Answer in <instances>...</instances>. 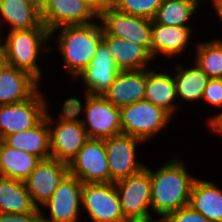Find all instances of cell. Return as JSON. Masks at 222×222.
I'll list each match as a JSON object with an SVG mask.
<instances>
[{"label":"cell","instance_id":"6da1fadb","mask_svg":"<svg viewBox=\"0 0 222 222\" xmlns=\"http://www.w3.org/2000/svg\"><path fill=\"white\" fill-rule=\"evenodd\" d=\"M151 177V210L163 219L166 215L189 205L192 185L195 177L188 174L187 168L179 158L167 161V164L155 172L149 169Z\"/></svg>","mask_w":222,"mask_h":222},{"label":"cell","instance_id":"7a4b0ae2","mask_svg":"<svg viewBox=\"0 0 222 222\" xmlns=\"http://www.w3.org/2000/svg\"><path fill=\"white\" fill-rule=\"evenodd\" d=\"M56 43L64 60L66 71L77 76L90 64L97 47L103 40V29L97 22L83 25H67L50 32V39L57 30Z\"/></svg>","mask_w":222,"mask_h":222},{"label":"cell","instance_id":"3957f363","mask_svg":"<svg viewBox=\"0 0 222 222\" xmlns=\"http://www.w3.org/2000/svg\"><path fill=\"white\" fill-rule=\"evenodd\" d=\"M4 42L8 65L29 73L40 83L42 72L37 64L38 57L41 52L52 49L48 45V28L42 24L34 29L9 31Z\"/></svg>","mask_w":222,"mask_h":222},{"label":"cell","instance_id":"277c9868","mask_svg":"<svg viewBox=\"0 0 222 222\" xmlns=\"http://www.w3.org/2000/svg\"><path fill=\"white\" fill-rule=\"evenodd\" d=\"M81 118L89 139H106L122 133L120 108L114 106L101 95L86 94L84 109L78 98L70 97L64 101Z\"/></svg>","mask_w":222,"mask_h":222},{"label":"cell","instance_id":"5b68a950","mask_svg":"<svg viewBox=\"0 0 222 222\" xmlns=\"http://www.w3.org/2000/svg\"><path fill=\"white\" fill-rule=\"evenodd\" d=\"M49 114L47 110L45 117L49 125L51 157L69 164L89 137L79 116L65 102L60 116L56 119V125Z\"/></svg>","mask_w":222,"mask_h":222},{"label":"cell","instance_id":"8992f818","mask_svg":"<svg viewBox=\"0 0 222 222\" xmlns=\"http://www.w3.org/2000/svg\"><path fill=\"white\" fill-rule=\"evenodd\" d=\"M172 117L162 108L146 100L120 108L123 134L148 141L168 126Z\"/></svg>","mask_w":222,"mask_h":222},{"label":"cell","instance_id":"52a82bcc","mask_svg":"<svg viewBox=\"0 0 222 222\" xmlns=\"http://www.w3.org/2000/svg\"><path fill=\"white\" fill-rule=\"evenodd\" d=\"M103 36H115L145 46L151 52L152 20L121 12L110 4L98 11Z\"/></svg>","mask_w":222,"mask_h":222},{"label":"cell","instance_id":"ba28073f","mask_svg":"<svg viewBox=\"0 0 222 222\" xmlns=\"http://www.w3.org/2000/svg\"><path fill=\"white\" fill-rule=\"evenodd\" d=\"M43 95L41 90H37L25 101L0 105V136L4 138L37 125L48 110Z\"/></svg>","mask_w":222,"mask_h":222},{"label":"cell","instance_id":"9c48e42d","mask_svg":"<svg viewBox=\"0 0 222 222\" xmlns=\"http://www.w3.org/2000/svg\"><path fill=\"white\" fill-rule=\"evenodd\" d=\"M82 210L92 222H124L115 183H83Z\"/></svg>","mask_w":222,"mask_h":222},{"label":"cell","instance_id":"30bf717a","mask_svg":"<svg viewBox=\"0 0 222 222\" xmlns=\"http://www.w3.org/2000/svg\"><path fill=\"white\" fill-rule=\"evenodd\" d=\"M126 219L147 218L151 210V177L148 168L115 183Z\"/></svg>","mask_w":222,"mask_h":222},{"label":"cell","instance_id":"8fae6325","mask_svg":"<svg viewBox=\"0 0 222 222\" xmlns=\"http://www.w3.org/2000/svg\"><path fill=\"white\" fill-rule=\"evenodd\" d=\"M68 170L82 183H110L105 139H88L68 164Z\"/></svg>","mask_w":222,"mask_h":222},{"label":"cell","instance_id":"7c38bea8","mask_svg":"<svg viewBox=\"0 0 222 222\" xmlns=\"http://www.w3.org/2000/svg\"><path fill=\"white\" fill-rule=\"evenodd\" d=\"M82 185L77 177L68 173L44 205L50 209V218L41 210L42 222H79L78 214L82 211Z\"/></svg>","mask_w":222,"mask_h":222},{"label":"cell","instance_id":"4fadbf2b","mask_svg":"<svg viewBox=\"0 0 222 222\" xmlns=\"http://www.w3.org/2000/svg\"><path fill=\"white\" fill-rule=\"evenodd\" d=\"M139 142L143 141L123 133L105 139L110 183L132 176L146 166L135 159Z\"/></svg>","mask_w":222,"mask_h":222},{"label":"cell","instance_id":"5bb4252c","mask_svg":"<svg viewBox=\"0 0 222 222\" xmlns=\"http://www.w3.org/2000/svg\"><path fill=\"white\" fill-rule=\"evenodd\" d=\"M98 10L87 0H49L41 13L42 23L49 32L67 25H83L94 22Z\"/></svg>","mask_w":222,"mask_h":222},{"label":"cell","instance_id":"9a60e30c","mask_svg":"<svg viewBox=\"0 0 222 222\" xmlns=\"http://www.w3.org/2000/svg\"><path fill=\"white\" fill-rule=\"evenodd\" d=\"M68 173V164L64 162L52 157L40 160L24 180L32 202L37 208L40 209V204L45 205Z\"/></svg>","mask_w":222,"mask_h":222},{"label":"cell","instance_id":"2e32d148","mask_svg":"<svg viewBox=\"0 0 222 222\" xmlns=\"http://www.w3.org/2000/svg\"><path fill=\"white\" fill-rule=\"evenodd\" d=\"M120 71L109 48L102 40L90 64L77 76V79L81 78L86 85L85 94L103 96Z\"/></svg>","mask_w":222,"mask_h":222},{"label":"cell","instance_id":"e0dca14e","mask_svg":"<svg viewBox=\"0 0 222 222\" xmlns=\"http://www.w3.org/2000/svg\"><path fill=\"white\" fill-rule=\"evenodd\" d=\"M146 69L120 71L103 97L121 108L144 100Z\"/></svg>","mask_w":222,"mask_h":222},{"label":"cell","instance_id":"ac0fdd59","mask_svg":"<svg viewBox=\"0 0 222 222\" xmlns=\"http://www.w3.org/2000/svg\"><path fill=\"white\" fill-rule=\"evenodd\" d=\"M192 27L171 26L155 23L152 20L151 54L157 58L159 54L165 57L179 56L185 51L192 37Z\"/></svg>","mask_w":222,"mask_h":222},{"label":"cell","instance_id":"d6986e66","mask_svg":"<svg viewBox=\"0 0 222 222\" xmlns=\"http://www.w3.org/2000/svg\"><path fill=\"white\" fill-rule=\"evenodd\" d=\"M40 83L29 73L7 65L0 71V105L29 99Z\"/></svg>","mask_w":222,"mask_h":222},{"label":"cell","instance_id":"ffe728a7","mask_svg":"<svg viewBox=\"0 0 222 222\" xmlns=\"http://www.w3.org/2000/svg\"><path fill=\"white\" fill-rule=\"evenodd\" d=\"M103 41L121 71L147 69L154 59L145 46L115 36H103Z\"/></svg>","mask_w":222,"mask_h":222},{"label":"cell","instance_id":"44dd1931","mask_svg":"<svg viewBox=\"0 0 222 222\" xmlns=\"http://www.w3.org/2000/svg\"><path fill=\"white\" fill-rule=\"evenodd\" d=\"M3 142L11 148L33 154L41 160L51 157L49 125L46 117L30 129L5 136Z\"/></svg>","mask_w":222,"mask_h":222},{"label":"cell","instance_id":"7402d4cb","mask_svg":"<svg viewBox=\"0 0 222 222\" xmlns=\"http://www.w3.org/2000/svg\"><path fill=\"white\" fill-rule=\"evenodd\" d=\"M189 206L210 222H222V188L211 181L196 178L192 185Z\"/></svg>","mask_w":222,"mask_h":222},{"label":"cell","instance_id":"603a6c76","mask_svg":"<svg viewBox=\"0 0 222 222\" xmlns=\"http://www.w3.org/2000/svg\"><path fill=\"white\" fill-rule=\"evenodd\" d=\"M177 99L173 76L166 72L146 69V86L144 100L162 108L171 117L177 109Z\"/></svg>","mask_w":222,"mask_h":222},{"label":"cell","instance_id":"cb8c5ba5","mask_svg":"<svg viewBox=\"0 0 222 222\" xmlns=\"http://www.w3.org/2000/svg\"><path fill=\"white\" fill-rule=\"evenodd\" d=\"M0 25L8 23L10 31L29 30L40 27L39 13L27 0H0Z\"/></svg>","mask_w":222,"mask_h":222},{"label":"cell","instance_id":"d4e9b609","mask_svg":"<svg viewBox=\"0 0 222 222\" xmlns=\"http://www.w3.org/2000/svg\"><path fill=\"white\" fill-rule=\"evenodd\" d=\"M36 209L24 181L0 176L1 213L25 214Z\"/></svg>","mask_w":222,"mask_h":222},{"label":"cell","instance_id":"484cf974","mask_svg":"<svg viewBox=\"0 0 222 222\" xmlns=\"http://www.w3.org/2000/svg\"><path fill=\"white\" fill-rule=\"evenodd\" d=\"M40 160L33 154L11 148L3 142L0 150V176L24 181Z\"/></svg>","mask_w":222,"mask_h":222},{"label":"cell","instance_id":"4316f807","mask_svg":"<svg viewBox=\"0 0 222 222\" xmlns=\"http://www.w3.org/2000/svg\"><path fill=\"white\" fill-rule=\"evenodd\" d=\"M175 68L178 71L173 76L177 97L187 102L202 100L203 91L210 79L208 75L196 63L194 67L186 69L180 64Z\"/></svg>","mask_w":222,"mask_h":222},{"label":"cell","instance_id":"83f0119b","mask_svg":"<svg viewBox=\"0 0 222 222\" xmlns=\"http://www.w3.org/2000/svg\"><path fill=\"white\" fill-rule=\"evenodd\" d=\"M197 8L191 0H164L152 20L162 25L188 26Z\"/></svg>","mask_w":222,"mask_h":222},{"label":"cell","instance_id":"f1b7e54d","mask_svg":"<svg viewBox=\"0 0 222 222\" xmlns=\"http://www.w3.org/2000/svg\"><path fill=\"white\" fill-rule=\"evenodd\" d=\"M196 47V65L209 78L222 79V39L199 42Z\"/></svg>","mask_w":222,"mask_h":222},{"label":"cell","instance_id":"f546056e","mask_svg":"<svg viewBox=\"0 0 222 222\" xmlns=\"http://www.w3.org/2000/svg\"><path fill=\"white\" fill-rule=\"evenodd\" d=\"M164 0H111L110 5L131 15L153 19Z\"/></svg>","mask_w":222,"mask_h":222},{"label":"cell","instance_id":"4dcf8cb0","mask_svg":"<svg viewBox=\"0 0 222 222\" xmlns=\"http://www.w3.org/2000/svg\"><path fill=\"white\" fill-rule=\"evenodd\" d=\"M162 220L163 222H210L189 205L166 215Z\"/></svg>","mask_w":222,"mask_h":222},{"label":"cell","instance_id":"1f68e13d","mask_svg":"<svg viewBox=\"0 0 222 222\" xmlns=\"http://www.w3.org/2000/svg\"><path fill=\"white\" fill-rule=\"evenodd\" d=\"M205 102H208L212 106H218L222 108V79L210 78L203 91V98Z\"/></svg>","mask_w":222,"mask_h":222},{"label":"cell","instance_id":"d6a6232c","mask_svg":"<svg viewBox=\"0 0 222 222\" xmlns=\"http://www.w3.org/2000/svg\"><path fill=\"white\" fill-rule=\"evenodd\" d=\"M0 222H42L41 209L25 214H9L0 212Z\"/></svg>","mask_w":222,"mask_h":222},{"label":"cell","instance_id":"836d02e7","mask_svg":"<svg viewBox=\"0 0 222 222\" xmlns=\"http://www.w3.org/2000/svg\"><path fill=\"white\" fill-rule=\"evenodd\" d=\"M39 13H42L49 0H27Z\"/></svg>","mask_w":222,"mask_h":222},{"label":"cell","instance_id":"e575fe53","mask_svg":"<svg viewBox=\"0 0 222 222\" xmlns=\"http://www.w3.org/2000/svg\"><path fill=\"white\" fill-rule=\"evenodd\" d=\"M222 121V112L213 115L209 118L208 120V124H209V128L212 131L220 122Z\"/></svg>","mask_w":222,"mask_h":222},{"label":"cell","instance_id":"d590c367","mask_svg":"<svg viewBox=\"0 0 222 222\" xmlns=\"http://www.w3.org/2000/svg\"><path fill=\"white\" fill-rule=\"evenodd\" d=\"M8 65L5 45L0 46V71Z\"/></svg>","mask_w":222,"mask_h":222},{"label":"cell","instance_id":"8d00e7d4","mask_svg":"<svg viewBox=\"0 0 222 222\" xmlns=\"http://www.w3.org/2000/svg\"><path fill=\"white\" fill-rule=\"evenodd\" d=\"M87 1L90 2L98 11L111 3V0H87Z\"/></svg>","mask_w":222,"mask_h":222},{"label":"cell","instance_id":"74e56055","mask_svg":"<svg viewBox=\"0 0 222 222\" xmlns=\"http://www.w3.org/2000/svg\"><path fill=\"white\" fill-rule=\"evenodd\" d=\"M153 217H147V218H136V219H126L124 222H163L161 218L159 219H152Z\"/></svg>","mask_w":222,"mask_h":222},{"label":"cell","instance_id":"f35d334b","mask_svg":"<svg viewBox=\"0 0 222 222\" xmlns=\"http://www.w3.org/2000/svg\"><path fill=\"white\" fill-rule=\"evenodd\" d=\"M213 6L215 7V11L222 23V0H213Z\"/></svg>","mask_w":222,"mask_h":222},{"label":"cell","instance_id":"ab89813d","mask_svg":"<svg viewBox=\"0 0 222 222\" xmlns=\"http://www.w3.org/2000/svg\"><path fill=\"white\" fill-rule=\"evenodd\" d=\"M213 132L218 133L222 135V121L213 129Z\"/></svg>","mask_w":222,"mask_h":222},{"label":"cell","instance_id":"60d3db41","mask_svg":"<svg viewBox=\"0 0 222 222\" xmlns=\"http://www.w3.org/2000/svg\"><path fill=\"white\" fill-rule=\"evenodd\" d=\"M191 1H193L194 3H196L198 6H200L199 4V2L201 1V0H191ZM211 2H212V4H213V0H211Z\"/></svg>","mask_w":222,"mask_h":222},{"label":"cell","instance_id":"b9f144b4","mask_svg":"<svg viewBox=\"0 0 222 222\" xmlns=\"http://www.w3.org/2000/svg\"><path fill=\"white\" fill-rule=\"evenodd\" d=\"M0 30H1V25H0ZM0 34H1V31H0ZM2 41L3 40H2L1 35H0V46L4 44V42L2 43Z\"/></svg>","mask_w":222,"mask_h":222},{"label":"cell","instance_id":"7bdbcfd3","mask_svg":"<svg viewBox=\"0 0 222 222\" xmlns=\"http://www.w3.org/2000/svg\"><path fill=\"white\" fill-rule=\"evenodd\" d=\"M2 143H3V138L0 136V150H1Z\"/></svg>","mask_w":222,"mask_h":222}]
</instances>
